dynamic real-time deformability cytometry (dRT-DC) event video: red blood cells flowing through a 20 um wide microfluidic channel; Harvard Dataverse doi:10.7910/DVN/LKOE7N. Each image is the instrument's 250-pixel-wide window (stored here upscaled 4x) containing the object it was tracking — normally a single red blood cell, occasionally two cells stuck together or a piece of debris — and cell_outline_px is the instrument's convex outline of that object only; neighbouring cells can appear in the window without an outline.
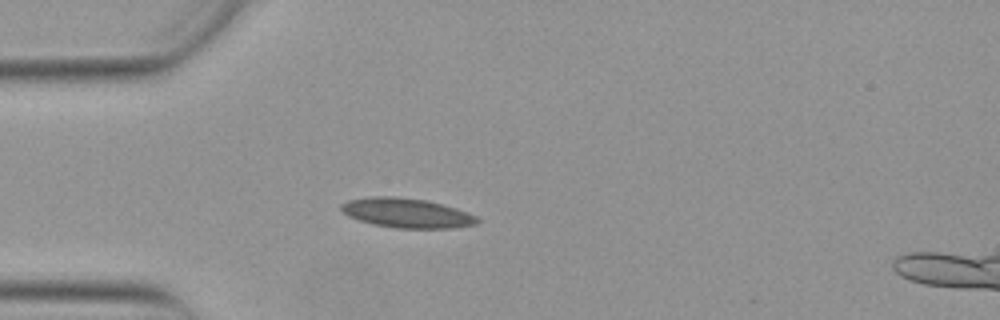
{"species": "Egyptian fruit bat (a non-hibernating species)", "species_latin": "Rousettus aegyptiacus", "temperature_condition": "warm", "stored_images_in_passage": 38, "camera_frame_rate_fps": 3000, "um_per_image_px": 0.085, "animal": {"sex": "female"}, "frame": {"image": 1, "passage_image": 7, "time_ms": 2.0, "image_size_px": [1000, 320], "cell_outline_px": [[480, 220], [476, 224], [448, 228], [396, 228], [372, 224], [348, 216], [340, 208], [340, 204], [348, 200], [372, 196], [392, 196], [424, 200], [456, 208], [468, 212], [476, 216]], "centroid_in_image_um": [34.55, 18.1], "position_along_channel_um": 50.5, "area_um2": 23.24}}
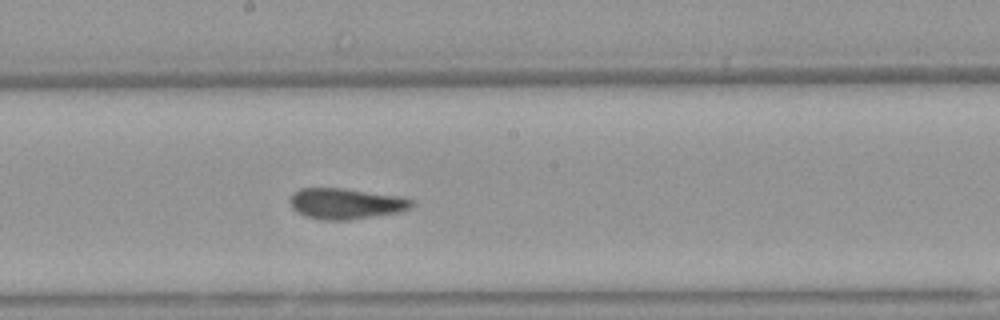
{"frame": {"image": 2, "passage_image": 21, "time_ms": 6.667, "image_size_px": [1000, 320], "cell_outline_px": [[416, 204], [412, 208], [400, 212], [348, 220], [324, 220], [304, 216], [292, 208], [288, 200], [292, 192], [300, 188], [344, 188], [400, 196], [412, 200]], "centroid_in_image_um": [29.39, 17.3], "position_along_channel_um": 218.8, "area_um2": 22.14}}
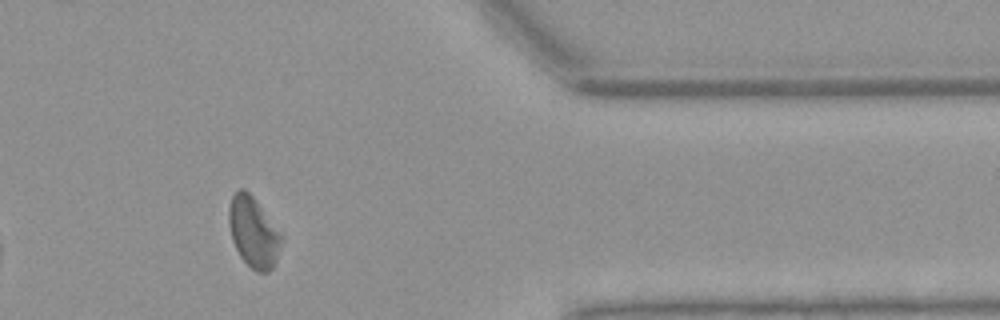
{"frame": {"image": 3, "passage_image": 36, "time_ms": 11.667, "image_size_px": [1000, 320], "cell_outline_px": [[284, 236], [276, 260], [272, 268], [268, 272], [256, 272], [240, 256], [232, 240], [228, 224], [228, 208], [232, 196], [236, 188], [244, 188], [252, 196]], "centroid_in_image_um": [21.53, 19.72], "position_along_channel_um": 389.9, "area_um2": 21.62}, "authors_computed_cell_mechanics": {"area_um2": 21.9351, "velocity_mm_per_s": 3.8502, "shape_relaxation_time_tau1_ms": null, "shape_relaxation_time_tau2_ms": 1.5274, "deformation_change_tau1": null, "deformation_change_tau2": 0.0715}}